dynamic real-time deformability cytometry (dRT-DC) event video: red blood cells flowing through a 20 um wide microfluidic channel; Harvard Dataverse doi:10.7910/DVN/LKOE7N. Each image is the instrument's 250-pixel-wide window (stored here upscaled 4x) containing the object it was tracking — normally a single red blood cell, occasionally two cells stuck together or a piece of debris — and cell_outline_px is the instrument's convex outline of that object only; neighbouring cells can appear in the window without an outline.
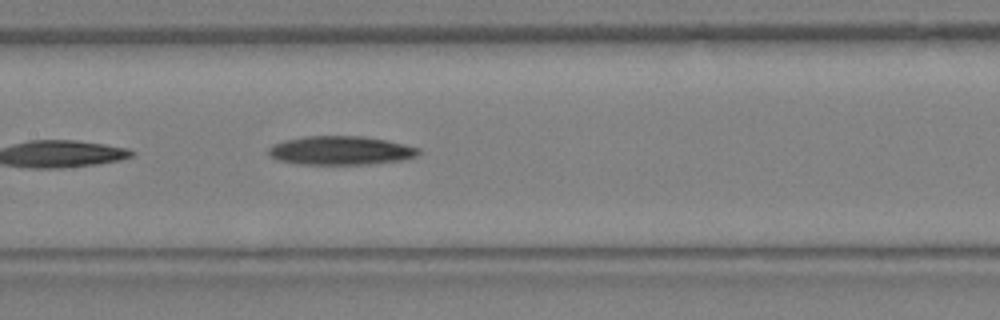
{"species": "Egyptian fruit bat (a non-hibernating species)", "species_latin": "Rousettus aegyptiacus", "temperature_condition": "warm", "stored_images_in_passage": 6, "camera_frame_rate_fps": 3000, "um_per_image_px": 0.085, "animal": {"sex": "female"}, "frame": {"image": 1, "passage_image": 6, "time_ms": 1.667, "image_size_px": [1000, 320], "cell_outline_px": [[420, 152], [416, 156], [404, 160], [368, 164], [300, 164], [280, 160], [268, 156], [268, 148], [272, 144], [304, 136], [364, 136], [404, 144], [420, 148]], "centroid_in_image_um": [28.96, 12.79], "position_along_channel_um": 178.4, "area_um2": 25.09}}